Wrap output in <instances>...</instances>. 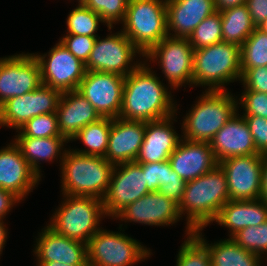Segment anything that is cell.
Here are the masks:
<instances>
[{
	"instance_id": "obj_1",
	"label": "cell",
	"mask_w": 267,
	"mask_h": 266,
	"mask_svg": "<svg viewBox=\"0 0 267 266\" xmlns=\"http://www.w3.org/2000/svg\"><path fill=\"white\" fill-rule=\"evenodd\" d=\"M148 66L143 62L125 77L119 118L149 122L177 116L171 92Z\"/></svg>"
},
{
	"instance_id": "obj_24",
	"label": "cell",
	"mask_w": 267,
	"mask_h": 266,
	"mask_svg": "<svg viewBox=\"0 0 267 266\" xmlns=\"http://www.w3.org/2000/svg\"><path fill=\"white\" fill-rule=\"evenodd\" d=\"M166 10L168 35L180 38H188L205 18L217 11L214 0H166Z\"/></svg>"
},
{
	"instance_id": "obj_35",
	"label": "cell",
	"mask_w": 267,
	"mask_h": 266,
	"mask_svg": "<svg viewBox=\"0 0 267 266\" xmlns=\"http://www.w3.org/2000/svg\"><path fill=\"white\" fill-rule=\"evenodd\" d=\"M17 132L19 134L15 137L47 138L61 136L56 113H47L35 116Z\"/></svg>"
},
{
	"instance_id": "obj_41",
	"label": "cell",
	"mask_w": 267,
	"mask_h": 266,
	"mask_svg": "<svg viewBox=\"0 0 267 266\" xmlns=\"http://www.w3.org/2000/svg\"><path fill=\"white\" fill-rule=\"evenodd\" d=\"M252 134L256 150L267 154V118L259 116H243Z\"/></svg>"
},
{
	"instance_id": "obj_36",
	"label": "cell",
	"mask_w": 267,
	"mask_h": 266,
	"mask_svg": "<svg viewBox=\"0 0 267 266\" xmlns=\"http://www.w3.org/2000/svg\"><path fill=\"white\" fill-rule=\"evenodd\" d=\"M180 247L176 266H211L207 248L193 234Z\"/></svg>"
},
{
	"instance_id": "obj_29",
	"label": "cell",
	"mask_w": 267,
	"mask_h": 266,
	"mask_svg": "<svg viewBox=\"0 0 267 266\" xmlns=\"http://www.w3.org/2000/svg\"><path fill=\"white\" fill-rule=\"evenodd\" d=\"M223 42L241 47L257 27L249 14L246 4L220 11Z\"/></svg>"
},
{
	"instance_id": "obj_27",
	"label": "cell",
	"mask_w": 267,
	"mask_h": 266,
	"mask_svg": "<svg viewBox=\"0 0 267 266\" xmlns=\"http://www.w3.org/2000/svg\"><path fill=\"white\" fill-rule=\"evenodd\" d=\"M202 230H195L193 235L207 248L211 266H261L262 256L243 249L232 238L208 244Z\"/></svg>"
},
{
	"instance_id": "obj_30",
	"label": "cell",
	"mask_w": 267,
	"mask_h": 266,
	"mask_svg": "<svg viewBox=\"0 0 267 266\" xmlns=\"http://www.w3.org/2000/svg\"><path fill=\"white\" fill-rule=\"evenodd\" d=\"M111 128V118L102 117L98 121L89 123L77 132L73 140H81L88 147L87 149H75V152L105 157L108 146L109 133Z\"/></svg>"
},
{
	"instance_id": "obj_37",
	"label": "cell",
	"mask_w": 267,
	"mask_h": 266,
	"mask_svg": "<svg viewBox=\"0 0 267 266\" xmlns=\"http://www.w3.org/2000/svg\"><path fill=\"white\" fill-rule=\"evenodd\" d=\"M232 239L249 252L267 255V220L258 226L241 229Z\"/></svg>"
},
{
	"instance_id": "obj_4",
	"label": "cell",
	"mask_w": 267,
	"mask_h": 266,
	"mask_svg": "<svg viewBox=\"0 0 267 266\" xmlns=\"http://www.w3.org/2000/svg\"><path fill=\"white\" fill-rule=\"evenodd\" d=\"M200 96L195 106L183 117L181 137L190 141L210 142L238 112V99L227 88L225 91L205 90Z\"/></svg>"
},
{
	"instance_id": "obj_48",
	"label": "cell",
	"mask_w": 267,
	"mask_h": 266,
	"mask_svg": "<svg viewBox=\"0 0 267 266\" xmlns=\"http://www.w3.org/2000/svg\"><path fill=\"white\" fill-rule=\"evenodd\" d=\"M6 225H4L3 219H0V255L2 253V250L4 248L5 242L7 240V229L5 228Z\"/></svg>"
},
{
	"instance_id": "obj_28",
	"label": "cell",
	"mask_w": 267,
	"mask_h": 266,
	"mask_svg": "<svg viewBox=\"0 0 267 266\" xmlns=\"http://www.w3.org/2000/svg\"><path fill=\"white\" fill-rule=\"evenodd\" d=\"M15 140V141H14ZM13 142L20 149L21 154L29 163L30 167L41 177L40 161H51L57 159L60 155V160L63 159L66 148L64 143L69 141L63 136H53L47 138L33 137H16ZM64 150V151H62ZM61 151L63 153H61ZM59 155V156H58Z\"/></svg>"
},
{
	"instance_id": "obj_8",
	"label": "cell",
	"mask_w": 267,
	"mask_h": 266,
	"mask_svg": "<svg viewBox=\"0 0 267 266\" xmlns=\"http://www.w3.org/2000/svg\"><path fill=\"white\" fill-rule=\"evenodd\" d=\"M149 255L139 241L106 229H99L87 243L88 266H132Z\"/></svg>"
},
{
	"instance_id": "obj_49",
	"label": "cell",
	"mask_w": 267,
	"mask_h": 266,
	"mask_svg": "<svg viewBox=\"0 0 267 266\" xmlns=\"http://www.w3.org/2000/svg\"><path fill=\"white\" fill-rule=\"evenodd\" d=\"M37 266H71L63 263H58V262H37Z\"/></svg>"
},
{
	"instance_id": "obj_39",
	"label": "cell",
	"mask_w": 267,
	"mask_h": 266,
	"mask_svg": "<svg viewBox=\"0 0 267 266\" xmlns=\"http://www.w3.org/2000/svg\"><path fill=\"white\" fill-rule=\"evenodd\" d=\"M97 37L82 35H65L60 42L65 46L76 58L86 63L93 49Z\"/></svg>"
},
{
	"instance_id": "obj_6",
	"label": "cell",
	"mask_w": 267,
	"mask_h": 266,
	"mask_svg": "<svg viewBox=\"0 0 267 266\" xmlns=\"http://www.w3.org/2000/svg\"><path fill=\"white\" fill-rule=\"evenodd\" d=\"M64 201L56 209L47 226L55 233L85 244L101 229L105 217L103 201L92 196L63 195Z\"/></svg>"
},
{
	"instance_id": "obj_50",
	"label": "cell",
	"mask_w": 267,
	"mask_h": 266,
	"mask_svg": "<svg viewBox=\"0 0 267 266\" xmlns=\"http://www.w3.org/2000/svg\"><path fill=\"white\" fill-rule=\"evenodd\" d=\"M261 31L267 33V19L257 26Z\"/></svg>"
},
{
	"instance_id": "obj_23",
	"label": "cell",
	"mask_w": 267,
	"mask_h": 266,
	"mask_svg": "<svg viewBox=\"0 0 267 266\" xmlns=\"http://www.w3.org/2000/svg\"><path fill=\"white\" fill-rule=\"evenodd\" d=\"M174 116L146 122L143 143L136 159L137 163H155L169 159L181 140L172 126L175 121Z\"/></svg>"
},
{
	"instance_id": "obj_43",
	"label": "cell",
	"mask_w": 267,
	"mask_h": 266,
	"mask_svg": "<svg viewBox=\"0 0 267 266\" xmlns=\"http://www.w3.org/2000/svg\"><path fill=\"white\" fill-rule=\"evenodd\" d=\"M241 83L244 85V91H258L267 94V66L247 69L242 74Z\"/></svg>"
},
{
	"instance_id": "obj_19",
	"label": "cell",
	"mask_w": 267,
	"mask_h": 266,
	"mask_svg": "<svg viewBox=\"0 0 267 266\" xmlns=\"http://www.w3.org/2000/svg\"><path fill=\"white\" fill-rule=\"evenodd\" d=\"M146 122L111 118L106 158L118 165L136 161L144 139Z\"/></svg>"
},
{
	"instance_id": "obj_34",
	"label": "cell",
	"mask_w": 267,
	"mask_h": 266,
	"mask_svg": "<svg viewBox=\"0 0 267 266\" xmlns=\"http://www.w3.org/2000/svg\"><path fill=\"white\" fill-rule=\"evenodd\" d=\"M81 3L96 12L110 31L113 24L124 21L128 0H82Z\"/></svg>"
},
{
	"instance_id": "obj_16",
	"label": "cell",
	"mask_w": 267,
	"mask_h": 266,
	"mask_svg": "<svg viewBox=\"0 0 267 266\" xmlns=\"http://www.w3.org/2000/svg\"><path fill=\"white\" fill-rule=\"evenodd\" d=\"M263 154L235 156L219 162L230 200H256L261 194Z\"/></svg>"
},
{
	"instance_id": "obj_21",
	"label": "cell",
	"mask_w": 267,
	"mask_h": 266,
	"mask_svg": "<svg viewBox=\"0 0 267 266\" xmlns=\"http://www.w3.org/2000/svg\"><path fill=\"white\" fill-rule=\"evenodd\" d=\"M33 250L37 262H58L71 266H88L87 244L55 233L46 226L36 238Z\"/></svg>"
},
{
	"instance_id": "obj_17",
	"label": "cell",
	"mask_w": 267,
	"mask_h": 266,
	"mask_svg": "<svg viewBox=\"0 0 267 266\" xmlns=\"http://www.w3.org/2000/svg\"><path fill=\"white\" fill-rule=\"evenodd\" d=\"M181 215L178 203L158 192H149L124 208L115 219L151 226L173 225Z\"/></svg>"
},
{
	"instance_id": "obj_31",
	"label": "cell",
	"mask_w": 267,
	"mask_h": 266,
	"mask_svg": "<svg viewBox=\"0 0 267 266\" xmlns=\"http://www.w3.org/2000/svg\"><path fill=\"white\" fill-rule=\"evenodd\" d=\"M241 49V72L250 68L267 66V33L255 28Z\"/></svg>"
},
{
	"instance_id": "obj_45",
	"label": "cell",
	"mask_w": 267,
	"mask_h": 266,
	"mask_svg": "<svg viewBox=\"0 0 267 266\" xmlns=\"http://www.w3.org/2000/svg\"><path fill=\"white\" fill-rule=\"evenodd\" d=\"M19 202L20 199L12 192L0 188V219H4L15 203Z\"/></svg>"
},
{
	"instance_id": "obj_10",
	"label": "cell",
	"mask_w": 267,
	"mask_h": 266,
	"mask_svg": "<svg viewBox=\"0 0 267 266\" xmlns=\"http://www.w3.org/2000/svg\"><path fill=\"white\" fill-rule=\"evenodd\" d=\"M146 61L158 60L164 78L176 90L188 84L193 85L194 49L188 38L167 36L153 46L145 55Z\"/></svg>"
},
{
	"instance_id": "obj_11",
	"label": "cell",
	"mask_w": 267,
	"mask_h": 266,
	"mask_svg": "<svg viewBox=\"0 0 267 266\" xmlns=\"http://www.w3.org/2000/svg\"><path fill=\"white\" fill-rule=\"evenodd\" d=\"M33 56L38 61L43 85L61 93L78 90L86 73L85 63L76 58L60 41L51 48L48 55L33 53Z\"/></svg>"
},
{
	"instance_id": "obj_2",
	"label": "cell",
	"mask_w": 267,
	"mask_h": 266,
	"mask_svg": "<svg viewBox=\"0 0 267 266\" xmlns=\"http://www.w3.org/2000/svg\"><path fill=\"white\" fill-rule=\"evenodd\" d=\"M229 200L227 179L219 165L208 173L186 182L182 199L178 204L181 218L182 214H187L186 236L213 223L220 209Z\"/></svg>"
},
{
	"instance_id": "obj_38",
	"label": "cell",
	"mask_w": 267,
	"mask_h": 266,
	"mask_svg": "<svg viewBox=\"0 0 267 266\" xmlns=\"http://www.w3.org/2000/svg\"><path fill=\"white\" fill-rule=\"evenodd\" d=\"M237 103L245 111L242 116L267 118V94L258 91H243Z\"/></svg>"
},
{
	"instance_id": "obj_3",
	"label": "cell",
	"mask_w": 267,
	"mask_h": 266,
	"mask_svg": "<svg viewBox=\"0 0 267 266\" xmlns=\"http://www.w3.org/2000/svg\"><path fill=\"white\" fill-rule=\"evenodd\" d=\"M63 195L92 196L103 199L114 165L101 156H91L68 149L60 163Z\"/></svg>"
},
{
	"instance_id": "obj_33",
	"label": "cell",
	"mask_w": 267,
	"mask_h": 266,
	"mask_svg": "<svg viewBox=\"0 0 267 266\" xmlns=\"http://www.w3.org/2000/svg\"><path fill=\"white\" fill-rule=\"evenodd\" d=\"M194 50L211 46L223 41L222 23L219 11L205 18L188 37Z\"/></svg>"
},
{
	"instance_id": "obj_46",
	"label": "cell",
	"mask_w": 267,
	"mask_h": 266,
	"mask_svg": "<svg viewBox=\"0 0 267 266\" xmlns=\"http://www.w3.org/2000/svg\"><path fill=\"white\" fill-rule=\"evenodd\" d=\"M261 194L259 199L267 204V154L263 155Z\"/></svg>"
},
{
	"instance_id": "obj_9",
	"label": "cell",
	"mask_w": 267,
	"mask_h": 266,
	"mask_svg": "<svg viewBox=\"0 0 267 266\" xmlns=\"http://www.w3.org/2000/svg\"><path fill=\"white\" fill-rule=\"evenodd\" d=\"M137 54L144 57L122 31L109 33L104 39L97 36L85 68L86 71L116 73L127 77L142 63L136 61L131 64Z\"/></svg>"
},
{
	"instance_id": "obj_47",
	"label": "cell",
	"mask_w": 267,
	"mask_h": 266,
	"mask_svg": "<svg viewBox=\"0 0 267 266\" xmlns=\"http://www.w3.org/2000/svg\"><path fill=\"white\" fill-rule=\"evenodd\" d=\"M214 1L216 10L219 12L246 3V0H214Z\"/></svg>"
},
{
	"instance_id": "obj_13",
	"label": "cell",
	"mask_w": 267,
	"mask_h": 266,
	"mask_svg": "<svg viewBox=\"0 0 267 266\" xmlns=\"http://www.w3.org/2000/svg\"><path fill=\"white\" fill-rule=\"evenodd\" d=\"M61 92L41 84L32 92L8 99L0 106V126L18 131L31 118L47 113H56Z\"/></svg>"
},
{
	"instance_id": "obj_18",
	"label": "cell",
	"mask_w": 267,
	"mask_h": 266,
	"mask_svg": "<svg viewBox=\"0 0 267 266\" xmlns=\"http://www.w3.org/2000/svg\"><path fill=\"white\" fill-rule=\"evenodd\" d=\"M40 180L14 142L0 149V188L23 200Z\"/></svg>"
},
{
	"instance_id": "obj_7",
	"label": "cell",
	"mask_w": 267,
	"mask_h": 266,
	"mask_svg": "<svg viewBox=\"0 0 267 266\" xmlns=\"http://www.w3.org/2000/svg\"><path fill=\"white\" fill-rule=\"evenodd\" d=\"M121 30L145 55L168 36L166 0H128Z\"/></svg>"
},
{
	"instance_id": "obj_40",
	"label": "cell",
	"mask_w": 267,
	"mask_h": 266,
	"mask_svg": "<svg viewBox=\"0 0 267 266\" xmlns=\"http://www.w3.org/2000/svg\"><path fill=\"white\" fill-rule=\"evenodd\" d=\"M143 174H145L147 188L150 192H157L159 185L165 184L168 160L155 163H141Z\"/></svg>"
},
{
	"instance_id": "obj_42",
	"label": "cell",
	"mask_w": 267,
	"mask_h": 266,
	"mask_svg": "<svg viewBox=\"0 0 267 266\" xmlns=\"http://www.w3.org/2000/svg\"><path fill=\"white\" fill-rule=\"evenodd\" d=\"M185 186L186 182L180 178L175 171L172 170L170 162L168 161V171L165 184L159 185L157 192L165 195L179 204L182 199Z\"/></svg>"
},
{
	"instance_id": "obj_32",
	"label": "cell",
	"mask_w": 267,
	"mask_h": 266,
	"mask_svg": "<svg viewBox=\"0 0 267 266\" xmlns=\"http://www.w3.org/2000/svg\"><path fill=\"white\" fill-rule=\"evenodd\" d=\"M99 22L104 23L102 18L91 9L85 7L81 2L72 9L67 16V34L97 37Z\"/></svg>"
},
{
	"instance_id": "obj_5",
	"label": "cell",
	"mask_w": 267,
	"mask_h": 266,
	"mask_svg": "<svg viewBox=\"0 0 267 266\" xmlns=\"http://www.w3.org/2000/svg\"><path fill=\"white\" fill-rule=\"evenodd\" d=\"M241 49L220 42L194 50L193 84L208 86V91H225V84L241 81Z\"/></svg>"
},
{
	"instance_id": "obj_15",
	"label": "cell",
	"mask_w": 267,
	"mask_h": 266,
	"mask_svg": "<svg viewBox=\"0 0 267 266\" xmlns=\"http://www.w3.org/2000/svg\"><path fill=\"white\" fill-rule=\"evenodd\" d=\"M42 84L33 53L0 58V106L8 99L32 92Z\"/></svg>"
},
{
	"instance_id": "obj_22",
	"label": "cell",
	"mask_w": 267,
	"mask_h": 266,
	"mask_svg": "<svg viewBox=\"0 0 267 266\" xmlns=\"http://www.w3.org/2000/svg\"><path fill=\"white\" fill-rule=\"evenodd\" d=\"M210 145L218 163L230 157L260 154L245 119L239 113L214 135Z\"/></svg>"
},
{
	"instance_id": "obj_26",
	"label": "cell",
	"mask_w": 267,
	"mask_h": 266,
	"mask_svg": "<svg viewBox=\"0 0 267 266\" xmlns=\"http://www.w3.org/2000/svg\"><path fill=\"white\" fill-rule=\"evenodd\" d=\"M267 220V204L261 200H229L219 211L215 222L229 228V238L245 227L258 226Z\"/></svg>"
},
{
	"instance_id": "obj_20",
	"label": "cell",
	"mask_w": 267,
	"mask_h": 266,
	"mask_svg": "<svg viewBox=\"0 0 267 266\" xmlns=\"http://www.w3.org/2000/svg\"><path fill=\"white\" fill-rule=\"evenodd\" d=\"M168 161L172 170L185 182L208 173L219 164L210 142L190 141L184 138H181Z\"/></svg>"
},
{
	"instance_id": "obj_12",
	"label": "cell",
	"mask_w": 267,
	"mask_h": 266,
	"mask_svg": "<svg viewBox=\"0 0 267 266\" xmlns=\"http://www.w3.org/2000/svg\"><path fill=\"white\" fill-rule=\"evenodd\" d=\"M149 192L141 163L132 161L115 165L102 199L106 217L115 218L124 208Z\"/></svg>"
},
{
	"instance_id": "obj_44",
	"label": "cell",
	"mask_w": 267,
	"mask_h": 266,
	"mask_svg": "<svg viewBox=\"0 0 267 266\" xmlns=\"http://www.w3.org/2000/svg\"><path fill=\"white\" fill-rule=\"evenodd\" d=\"M245 4L256 26L267 19V0H246Z\"/></svg>"
},
{
	"instance_id": "obj_25",
	"label": "cell",
	"mask_w": 267,
	"mask_h": 266,
	"mask_svg": "<svg viewBox=\"0 0 267 266\" xmlns=\"http://www.w3.org/2000/svg\"><path fill=\"white\" fill-rule=\"evenodd\" d=\"M56 114L61 136L69 142L83 127L102 118L77 90L61 93Z\"/></svg>"
},
{
	"instance_id": "obj_14",
	"label": "cell",
	"mask_w": 267,
	"mask_h": 266,
	"mask_svg": "<svg viewBox=\"0 0 267 266\" xmlns=\"http://www.w3.org/2000/svg\"><path fill=\"white\" fill-rule=\"evenodd\" d=\"M125 77L116 73L86 71L78 92L101 117L118 118L122 108Z\"/></svg>"
}]
</instances>
